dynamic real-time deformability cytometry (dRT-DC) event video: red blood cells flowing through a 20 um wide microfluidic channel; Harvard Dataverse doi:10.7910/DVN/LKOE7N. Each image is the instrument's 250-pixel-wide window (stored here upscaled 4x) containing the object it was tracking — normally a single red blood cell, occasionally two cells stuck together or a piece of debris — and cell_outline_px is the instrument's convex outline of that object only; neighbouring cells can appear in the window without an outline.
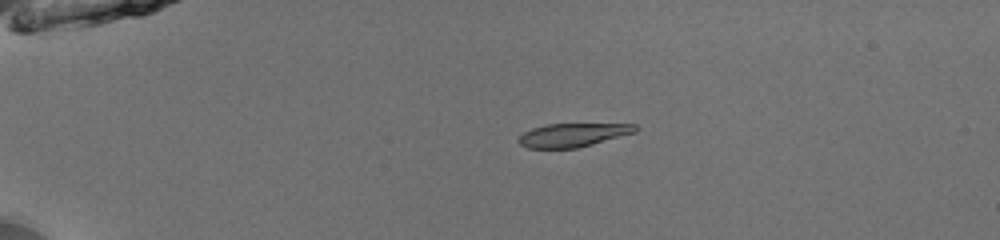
{"species": "common noctule bat (a hibernating species)", "species_latin": "Nyctalus noctula", "temperature_condition": "room temperature", "stored_images_in_passage": 40, "camera_frame_rate_fps": 3000, "um_per_image_px": 0.085, "animal": {"sex": "male", "body_mass_g": 13.0, "forearm_length_mm": 53.1}, "frame": {"image": 1, "passage_image": 1, "time_ms": 0.0, "image_size_px": [1000, 240], "cell_outline_px": [[640, 128], [636, 132], [592, 144], [576, 148], [528, 148], [520, 144], [516, 140], [524, 132], [532, 128], [548, 124], [636, 124]], "centroid_in_image_um": [48.7, 11.47], "position_along_channel_um": 36.3, "area_um2": 15.95}}
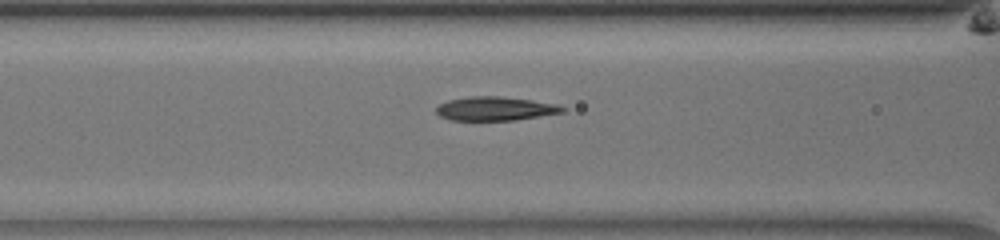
{"frame": {"image": 2, "passage_image": 12, "time_ms": 3.667, "image_size_px": [1000, 240], "cell_outline_px": [[568, 108], [564, 112], [516, 120], [452, 120], [440, 116], [436, 112], [436, 108], [440, 104], [448, 100], [468, 96], [500, 96], [532, 100], [556, 104]], "centroid_in_image_um": [42.11, 9.23], "position_along_channel_um": 124.5, "area_um2": 17.57}}
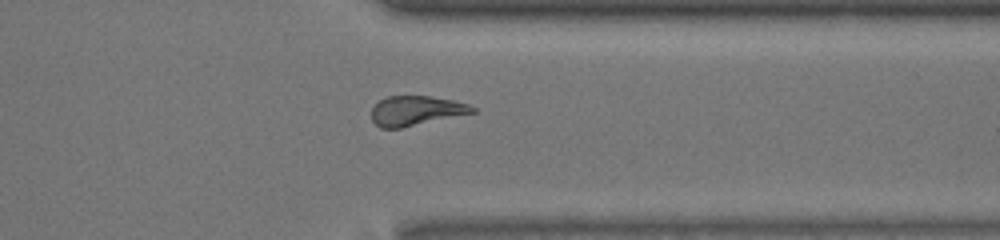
{"frame": {"image": 3, "passage_image": 31, "time_ms": 10.0, "image_size_px": [1000, 240], "cell_outline_px": [[476, 112], [400, 128], [380, 128], [372, 120], [372, 108], [380, 100], [388, 96], [428, 96], [452, 100], [468, 104], [476, 108]], "centroid_in_image_um": [35.35, 9.41], "position_along_channel_um": 376.0, "area_um2": 17.22}, "authors_computed_cell_mechanics": {"area_um2": 17.8024, "velocity_mm_per_s": 3.9682, "shape_relaxation_time_tau1_ms": 4.3279, "shape_relaxation_time_tau2_ms": 1.7637, "deformation_change_tau1": 0.1764, "deformation_change_tau2": 0.0982}}